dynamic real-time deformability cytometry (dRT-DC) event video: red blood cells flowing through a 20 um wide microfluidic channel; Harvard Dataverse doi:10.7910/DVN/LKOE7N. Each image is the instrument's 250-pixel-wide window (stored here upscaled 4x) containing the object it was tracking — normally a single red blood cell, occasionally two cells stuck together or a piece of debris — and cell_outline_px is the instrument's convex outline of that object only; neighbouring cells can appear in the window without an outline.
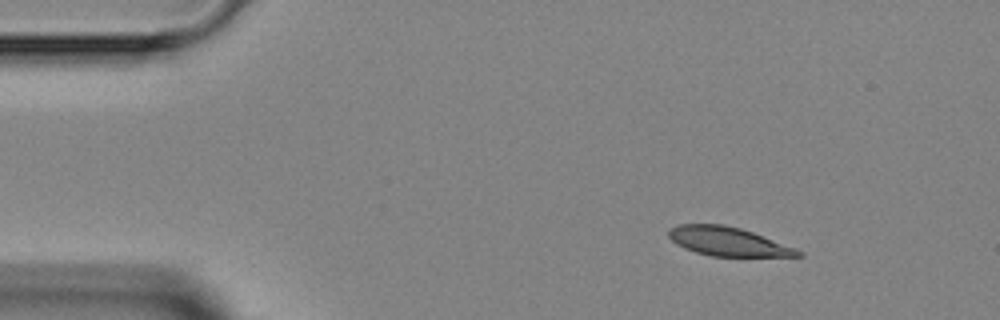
{"species": "Egyptian fruit bat (a non-hibernating species)", "species_latin": "Rousettus aegyptiacus", "temperature_condition": "room temperature", "stored_images_in_passage": 2, "camera_frame_rate_fps": 3000, "um_per_image_px": 0.085, "animal": {"sex": "female"}, "frame": {"image": 1, "passage_image": 1, "time_ms": 0.0, "image_size_px": [1000, 320], "cell_outline_px": [[804, 256], [712, 256], [696, 252], [684, 248], [676, 244], [668, 236], [668, 228], [676, 224], [724, 224], [740, 228], [752, 232], [796, 248], [804, 252]], "centroid_in_image_um": [61.85, 20.52], "position_along_channel_um": 23.2, "area_um2": 21.73}}